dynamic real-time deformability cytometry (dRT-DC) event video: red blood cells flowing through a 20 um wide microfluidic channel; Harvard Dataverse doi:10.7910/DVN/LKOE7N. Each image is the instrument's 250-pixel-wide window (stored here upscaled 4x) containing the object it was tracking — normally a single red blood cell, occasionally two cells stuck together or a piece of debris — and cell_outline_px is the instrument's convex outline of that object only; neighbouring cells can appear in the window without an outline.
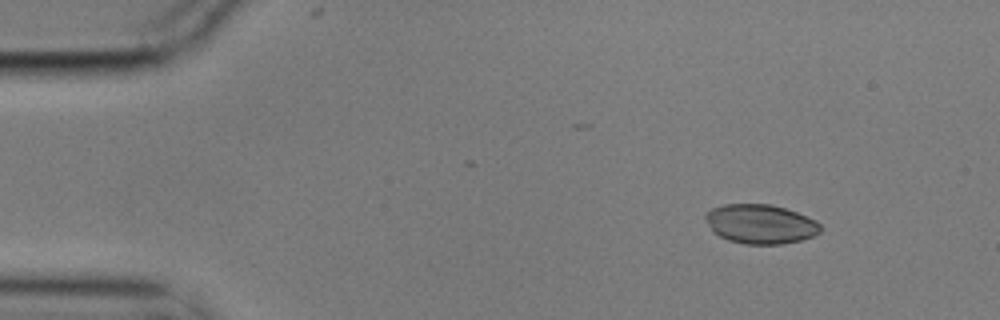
{"species": "common noctule bat (a hibernating species)", "species_latin": "Nyctalus noctula", "temperature_condition": "cold", "stored_images_in_passage": 4, "camera_frame_rate_fps": 3000, "um_per_image_px": 0.085, "animal": {"sex": "male", "body_mass_g": 17.9}, "frame": {"image": 1, "passage_image": 2, "time_ms": 0.333, "image_size_px": [1000, 320], "cell_outline_px": [[820, 232], [812, 236], [800, 240], [780, 244], [744, 244], [728, 240], [712, 232], [704, 216], [712, 208], [724, 204], [772, 204], [796, 212], [816, 220], [820, 224]], "centroid_in_image_um": [64.62, 19.04], "position_along_channel_um": 20.4, "area_um2": 26.24}}